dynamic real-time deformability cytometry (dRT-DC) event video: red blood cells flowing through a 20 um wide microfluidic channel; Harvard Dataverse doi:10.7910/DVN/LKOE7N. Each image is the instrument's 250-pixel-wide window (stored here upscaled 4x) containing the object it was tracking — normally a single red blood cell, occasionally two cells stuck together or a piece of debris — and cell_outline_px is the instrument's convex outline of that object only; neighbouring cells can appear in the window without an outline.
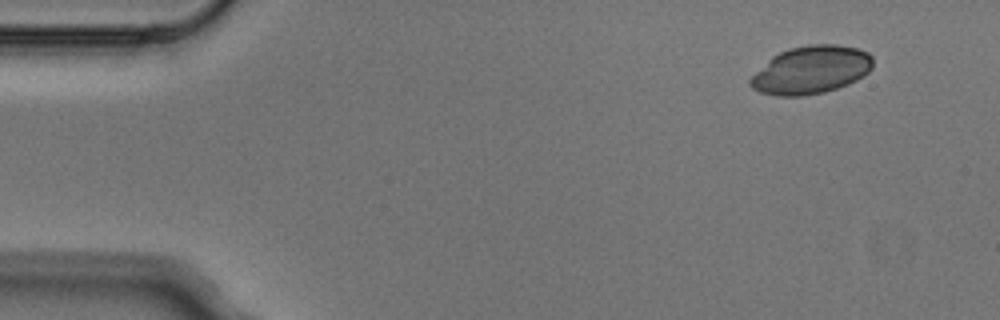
{"species": "Egyptian fruit bat (a non-hibernating species)", "species_latin": "Rousettus aegyptiacus", "temperature_condition": "cold", "stored_images_in_passage": 5, "segment_of_instrument_passage": [2, 2], "camera_frame_rate_fps": 3000, "um_per_image_px": 0.085, "animal": {"sex": "male"}, "frame": {"image": 1, "passage_image": 5, "time_ms": 1.333, "image_size_px": [1000, 320], "cell_outline_px": [[872, 68], [864, 76], [848, 84], [824, 92], [804, 96], [776, 96], [760, 92], [752, 88], [748, 84], [748, 80], [772, 56], [788, 48], [808, 44], [836, 44], [856, 48], [868, 52], [872, 56]], "centroid_in_image_um": [68.93, 5.94], "position_along_channel_um": 16.1, "area_um2": 34.33}}